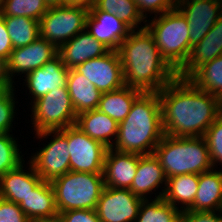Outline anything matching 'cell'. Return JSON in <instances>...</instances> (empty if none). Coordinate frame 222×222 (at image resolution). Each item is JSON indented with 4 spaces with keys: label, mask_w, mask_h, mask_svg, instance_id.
Returning a JSON list of instances; mask_svg holds the SVG:
<instances>
[{
    "label": "cell",
    "mask_w": 222,
    "mask_h": 222,
    "mask_svg": "<svg viewBox=\"0 0 222 222\" xmlns=\"http://www.w3.org/2000/svg\"><path fill=\"white\" fill-rule=\"evenodd\" d=\"M179 222H222V210L205 212L185 210L182 211Z\"/></svg>",
    "instance_id": "38"
},
{
    "label": "cell",
    "mask_w": 222,
    "mask_h": 222,
    "mask_svg": "<svg viewBox=\"0 0 222 222\" xmlns=\"http://www.w3.org/2000/svg\"><path fill=\"white\" fill-rule=\"evenodd\" d=\"M85 30L107 48L115 51L132 31L116 15L98 10L94 5L87 15Z\"/></svg>",
    "instance_id": "15"
},
{
    "label": "cell",
    "mask_w": 222,
    "mask_h": 222,
    "mask_svg": "<svg viewBox=\"0 0 222 222\" xmlns=\"http://www.w3.org/2000/svg\"><path fill=\"white\" fill-rule=\"evenodd\" d=\"M16 140L10 133L0 134V177L25 162Z\"/></svg>",
    "instance_id": "33"
},
{
    "label": "cell",
    "mask_w": 222,
    "mask_h": 222,
    "mask_svg": "<svg viewBox=\"0 0 222 222\" xmlns=\"http://www.w3.org/2000/svg\"><path fill=\"white\" fill-rule=\"evenodd\" d=\"M142 93L125 85L114 91L103 92L97 109L119 124L129 114L134 101Z\"/></svg>",
    "instance_id": "27"
},
{
    "label": "cell",
    "mask_w": 222,
    "mask_h": 222,
    "mask_svg": "<svg viewBox=\"0 0 222 222\" xmlns=\"http://www.w3.org/2000/svg\"><path fill=\"white\" fill-rule=\"evenodd\" d=\"M142 155L119 152L108 148L104 162V186L129 189Z\"/></svg>",
    "instance_id": "16"
},
{
    "label": "cell",
    "mask_w": 222,
    "mask_h": 222,
    "mask_svg": "<svg viewBox=\"0 0 222 222\" xmlns=\"http://www.w3.org/2000/svg\"><path fill=\"white\" fill-rule=\"evenodd\" d=\"M53 134V135H52ZM40 140L51 136L50 142L29 157L37 174L43 181L51 182L70 171V154L67 142V127L61 130L35 133Z\"/></svg>",
    "instance_id": "8"
},
{
    "label": "cell",
    "mask_w": 222,
    "mask_h": 222,
    "mask_svg": "<svg viewBox=\"0 0 222 222\" xmlns=\"http://www.w3.org/2000/svg\"><path fill=\"white\" fill-rule=\"evenodd\" d=\"M188 79L202 91L222 100V55L199 66Z\"/></svg>",
    "instance_id": "28"
},
{
    "label": "cell",
    "mask_w": 222,
    "mask_h": 222,
    "mask_svg": "<svg viewBox=\"0 0 222 222\" xmlns=\"http://www.w3.org/2000/svg\"><path fill=\"white\" fill-rule=\"evenodd\" d=\"M31 222H64L60 214H57L53 217L43 218V219H37Z\"/></svg>",
    "instance_id": "43"
},
{
    "label": "cell",
    "mask_w": 222,
    "mask_h": 222,
    "mask_svg": "<svg viewBox=\"0 0 222 222\" xmlns=\"http://www.w3.org/2000/svg\"><path fill=\"white\" fill-rule=\"evenodd\" d=\"M209 149V156L213 168L222 165V114L212 123L204 134Z\"/></svg>",
    "instance_id": "35"
},
{
    "label": "cell",
    "mask_w": 222,
    "mask_h": 222,
    "mask_svg": "<svg viewBox=\"0 0 222 222\" xmlns=\"http://www.w3.org/2000/svg\"><path fill=\"white\" fill-rule=\"evenodd\" d=\"M94 6L98 10L116 15L132 30H138L146 27V25H141L142 22L146 24L147 20L139 12L134 0H96ZM139 25L141 26L139 27Z\"/></svg>",
    "instance_id": "30"
},
{
    "label": "cell",
    "mask_w": 222,
    "mask_h": 222,
    "mask_svg": "<svg viewBox=\"0 0 222 222\" xmlns=\"http://www.w3.org/2000/svg\"><path fill=\"white\" fill-rule=\"evenodd\" d=\"M125 86L159 92L178 75L162 57L148 29L132 30L117 50Z\"/></svg>",
    "instance_id": "2"
},
{
    "label": "cell",
    "mask_w": 222,
    "mask_h": 222,
    "mask_svg": "<svg viewBox=\"0 0 222 222\" xmlns=\"http://www.w3.org/2000/svg\"><path fill=\"white\" fill-rule=\"evenodd\" d=\"M110 51L102 42L96 40L88 31L76 34L58 48V55L67 69L74 68L87 60L98 58Z\"/></svg>",
    "instance_id": "18"
},
{
    "label": "cell",
    "mask_w": 222,
    "mask_h": 222,
    "mask_svg": "<svg viewBox=\"0 0 222 222\" xmlns=\"http://www.w3.org/2000/svg\"><path fill=\"white\" fill-rule=\"evenodd\" d=\"M58 55V48L41 36L27 46L13 49L7 60L8 74L13 81L14 76H25L33 70L43 67ZM16 73V74H15Z\"/></svg>",
    "instance_id": "14"
},
{
    "label": "cell",
    "mask_w": 222,
    "mask_h": 222,
    "mask_svg": "<svg viewBox=\"0 0 222 222\" xmlns=\"http://www.w3.org/2000/svg\"><path fill=\"white\" fill-rule=\"evenodd\" d=\"M181 210L162 197L142 200L136 222H179Z\"/></svg>",
    "instance_id": "31"
},
{
    "label": "cell",
    "mask_w": 222,
    "mask_h": 222,
    "mask_svg": "<svg viewBox=\"0 0 222 222\" xmlns=\"http://www.w3.org/2000/svg\"><path fill=\"white\" fill-rule=\"evenodd\" d=\"M142 200L129 189L105 186L95 211L100 222H136Z\"/></svg>",
    "instance_id": "12"
},
{
    "label": "cell",
    "mask_w": 222,
    "mask_h": 222,
    "mask_svg": "<svg viewBox=\"0 0 222 222\" xmlns=\"http://www.w3.org/2000/svg\"><path fill=\"white\" fill-rule=\"evenodd\" d=\"M189 26V40L193 47L215 25L222 13V0H178L176 7Z\"/></svg>",
    "instance_id": "13"
},
{
    "label": "cell",
    "mask_w": 222,
    "mask_h": 222,
    "mask_svg": "<svg viewBox=\"0 0 222 222\" xmlns=\"http://www.w3.org/2000/svg\"><path fill=\"white\" fill-rule=\"evenodd\" d=\"M214 169L199 174L198 190L193 205L188 210H222V170Z\"/></svg>",
    "instance_id": "23"
},
{
    "label": "cell",
    "mask_w": 222,
    "mask_h": 222,
    "mask_svg": "<svg viewBox=\"0 0 222 222\" xmlns=\"http://www.w3.org/2000/svg\"><path fill=\"white\" fill-rule=\"evenodd\" d=\"M158 96L164 134L176 137H203L222 114V100L202 91L188 78L176 77Z\"/></svg>",
    "instance_id": "1"
},
{
    "label": "cell",
    "mask_w": 222,
    "mask_h": 222,
    "mask_svg": "<svg viewBox=\"0 0 222 222\" xmlns=\"http://www.w3.org/2000/svg\"><path fill=\"white\" fill-rule=\"evenodd\" d=\"M66 86L77 115L98 108L102 92L73 68L68 70Z\"/></svg>",
    "instance_id": "24"
},
{
    "label": "cell",
    "mask_w": 222,
    "mask_h": 222,
    "mask_svg": "<svg viewBox=\"0 0 222 222\" xmlns=\"http://www.w3.org/2000/svg\"><path fill=\"white\" fill-rule=\"evenodd\" d=\"M14 88L0 90V134L12 133V122L15 119V92Z\"/></svg>",
    "instance_id": "34"
},
{
    "label": "cell",
    "mask_w": 222,
    "mask_h": 222,
    "mask_svg": "<svg viewBox=\"0 0 222 222\" xmlns=\"http://www.w3.org/2000/svg\"><path fill=\"white\" fill-rule=\"evenodd\" d=\"M13 46L7 31L4 18L0 15V57L8 60Z\"/></svg>",
    "instance_id": "40"
},
{
    "label": "cell",
    "mask_w": 222,
    "mask_h": 222,
    "mask_svg": "<svg viewBox=\"0 0 222 222\" xmlns=\"http://www.w3.org/2000/svg\"><path fill=\"white\" fill-rule=\"evenodd\" d=\"M153 154L166 178L183 174H201L213 168L204 137L164 135Z\"/></svg>",
    "instance_id": "4"
},
{
    "label": "cell",
    "mask_w": 222,
    "mask_h": 222,
    "mask_svg": "<svg viewBox=\"0 0 222 222\" xmlns=\"http://www.w3.org/2000/svg\"><path fill=\"white\" fill-rule=\"evenodd\" d=\"M67 142L70 171L103 174L108 147L90 138L75 124L67 127Z\"/></svg>",
    "instance_id": "10"
},
{
    "label": "cell",
    "mask_w": 222,
    "mask_h": 222,
    "mask_svg": "<svg viewBox=\"0 0 222 222\" xmlns=\"http://www.w3.org/2000/svg\"><path fill=\"white\" fill-rule=\"evenodd\" d=\"M68 70L62 63L61 57L57 55L43 67L23 76L26 77L25 85L32 95L31 103L58 87L66 86Z\"/></svg>",
    "instance_id": "17"
},
{
    "label": "cell",
    "mask_w": 222,
    "mask_h": 222,
    "mask_svg": "<svg viewBox=\"0 0 222 222\" xmlns=\"http://www.w3.org/2000/svg\"><path fill=\"white\" fill-rule=\"evenodd\" d=\"M88 13L81 7H51L39 20L40 36L59 48L85 30Z\"/></svg>",
    "instance_id": "9"
},
{
    "label": "cell",
    "mask_w": 222,
    "mask_h": 222,
    "mask_svg": "<svg viewBox=\"0 0 222 222\" xmlns=\"http://www.w3.org/2000/svg\"><path fill=\"white\" fill-rule=\"evenodd\" d=\"M36 133L61 130L76 122L77 114L67 86L58 87L30 103Z\"/></svg>",
    "instance_id": "7"
},
{
    "label": "cell",
    "mask_w": 222,
    "mask_h": 222,
    "mask_svg": "<svg viewBox=\"0 0 222 222\" xmlns=\"http://www.w3.org/2000/svg\"><path fill=\"white\" fill-rule=\"evenodd\" d=\"M221 55L222 13L207 35L192 47L186 64L177 72V75L188 78L199 66Z\"/></svg>",
    "instance_id": "21"
},
{
    "label": "cell",
    "mask_w": 222,
    "mask_h": 222,
    "mask_svg": "<svg viewBox=\"0 0 222 222\" xmlns=\"http://www.w3.org/2000/svg\"><path fill=\"white\" fill-rule=\"evenodd\" d=\"M139 12L147 19V14L151 13L156 16L177 7L178 0H134ZM147 12V13H146Z\"/></svg>",
    "instance_id": "36"
},
{
    "label": "cell",
    "mask_w": 222,
    "mask_h": 222,
    "mask_svg": "<svg viewBox=\"0 0 222 222\" xmlns=\"http://www.w3.org/2000/svg\"><path fill=\"white\" fill-rule=\"evenodd\" d=\"M199 184V174H183L167 178L162 198L180 209L188 210L194 202ZM180 203V208L178 207ZM178 204V205H177Z\"/></svg>",
    "instance_id": "26"
},
{
    "label": "cell",
    "mask_w": 222,
    "mask_h": 222,
    "mask_svg": "<svg viewBox=\"0 0 222 222\" xmlns=\"http://www.w3.org/2000/svg\"><path fill=\"white\" fill-rule=\"evenodd\" d=\"M166 181L163 167L155 155H142L139 158L136 174L129 190L137 197L146 200L149 198L147 194L153 193L164 184V187H162L164 189L160 190L161 192L157 196L155 193V199L161 198L164 194Z\"/></svg>",
    "instance_id": "20"
},
{
    "label": "cell",
    "mask_w": 222,
    "mask_h": 222,
    "mask_svg": "<svg viewBox=\"0 0 222 222\" xmlns=\"http://www.w3.org/2000/svg\"><path fill=\"white\" fill-rule=\"evenodd\" d=\"M162 57L178 72L187 62L192 46L186 17L177 9L153 16L146 21Z\"/></svg>",
    "instance_id": "5"
},
{
    "label": "cell",
    "mask_w": 222,
    "mask_h": 222,
    "mask_svg": "<svg viewBox=\"0 0 222 222\" xmlns=\"http://www.w3.org/2000/svg\"><path fill=\"white\" fill-rule=\"evenodd\" d=\"M48 9L44 0H0L1 16H24L39 21Z\"/></svg>",
    "instance_id": "32"
},
{
    "label": "cell",
    "mask_w": 222,
    "mask_h": 222,
    "mask_svg": "<svg viewBox=\"0 0 222 222\" xmlns=\"http://www.w3.org/2000/svg\"><path fill=\"white\" fill-rule=\"evenodd\" d=\"M164 135L158 92H143L134 101L129 114L118 124L112 149L150 155Z\"/></svg>",
    "instance_id": "3"
},
{
    "label": "cell",
    "mask_w": 222,
    "mask_h": 222,
    "mask_svg": "<svg viewBox=\"0 0 222 222\" xmlns=\"http://www.w3.org/2000/svg\"><path fill=\"white\" fill-rule=\"evenodd\" d=\"M59 214L64 222H100L95 210H68Z\"/></svg>",
    "instance_id": "39"
},
{
    "label": "cell",
    "mask_w": 222,
    "mask_h": 222,
    "mask_svg": "<svg viewBox=\"0 0 222 222\" xmlns=\"http://www.w3.org/2000/svg\"><path fill=\"white\" fill-rule=\"evenodd\" d=\"M75 125L90 138L101 142L108 148H112L116 141L118 123L98 109L77 115Z\"/></svg>",
    "instance_id": "22"
},
{
    "label": "cell",
    "mask_w": 222,
    "mask_h": 222,
    "mask_svg": "<svg viewBox=\"0 0 222 222\" xmlns=\"http://www.w3.org/2000/svg\"><path fill=\"white\" fill-rule=\"evenodd\" d=\"M58 213L68 210H95L104 189V176L69 171L50 182Z\"/></svg>",
    "instance_id": "6"
},
{
    "label": "cell",
    "mask_w": 222,
    "mask_h": 222,
    "mask_svg": "<svg viewBox=\"0 0 222 222\" xmlns=\"http://www.w3.org/2000/svg\"><path fill=\"white\" fill-rule=\"evenodd\" d=\"M9 74L7 60L0 57V90L15 88Z\"/></svg>",
    "instance_id": "41"
},
{
    "label": "cell",
    "mask_w": 222,
    "mask_h": 222,
    "mask_svg": "<svg viewBox=\"0 0 222 222\" xmlns=\"http://www.w3.org/2000/svg\"><path fill=\"white\" fill-rule=\"evenodd\" d=\"M24 164L22 162L16 169L10 170L0 177L1 198L20 204L42 181L29 161L27 170L24 169Z\"/></svg>",
    "instance_id": "19"
},
{
    "label": "cell",
    "mask_w": 222,
    "mask_h": 222,
    "mask_svg": "<svg viewBox=\"0 0 222 222\" xmlns=\"http://www.w3.org/2000/svg\"><path fill=\"white\" fill-rule=\"evenodd\" d=\"M48 8L65 6V0H44Z\"/></svg>",
    "instance_id": "44"
},
{
    "label": "cell",
    "mask_w": 222,
    "mask_h": 222,
    "mask_svg": "<svg viewBox=\"0 0 222 222\" xmlns=\"http://www.w3.org/2000/svg\"><path fill=\"white\" fill-rule=\"evenodd\" d=\"M0 222H31L19 204L0 197Z\"/></svg>",
    "instance_id": "37"
},
{
    "label": "cell",
    "mask_w": 222,
    "mask_h": 222,
    "mask_svg": "<svg viewBox=\"0 0 222 222\" xmlns=\"http://www.w3.org/2000/svg\"><path fill=\"white\" fill-rule=\"evenodd\" d=\"M73 69L85 76L102 93L120 89L125 85L120 57L115 50L78 64Z\"/></svg>",
    "instance_id": "11"
},
{
    "label": "cell",
    "mask_w": 222,
    "mask_h": 222,
    "mask_svg": "<svg viewBox=\"0 0 222 222\" xmlns=\"http://www.w3.org/2000/svg\"><path fill=\"white\" fill-rule=\"evenodd\" d=\"M13 49L27 46L40 37L39 21L24 16H2Z\"/></svg>",
    "instance_id": "29"
},
{
    "label": "cell",
    "mask_w": 222,
    "mask_h": 222,
    "mask_svg": "<svg viewBox=\"0 0 222 222\" xmlns=\"http://www.w3.org/2000/svg\"><path fill=\"white\" fill-rule=\"evenodd\" d=\"M96 0H65V6L81 7L90 10Z\"/></svg>",
    "instance_id": "42"
},
{
    "label": "cell",
    "mask_w": 222,
    "mask_h": 222,
    "mask_svg": "<svg viewBox=\"0 0 222 222\" xmlns=\"http://www.w3.org/2000/svg\"><path fill=\"white\" fill-rule=\"evenodd\" d=\"M19 206L30 221L59 214L51 183L43 180Z\"/></svg>",
    "instance_id": "25"
}]
</instances>
